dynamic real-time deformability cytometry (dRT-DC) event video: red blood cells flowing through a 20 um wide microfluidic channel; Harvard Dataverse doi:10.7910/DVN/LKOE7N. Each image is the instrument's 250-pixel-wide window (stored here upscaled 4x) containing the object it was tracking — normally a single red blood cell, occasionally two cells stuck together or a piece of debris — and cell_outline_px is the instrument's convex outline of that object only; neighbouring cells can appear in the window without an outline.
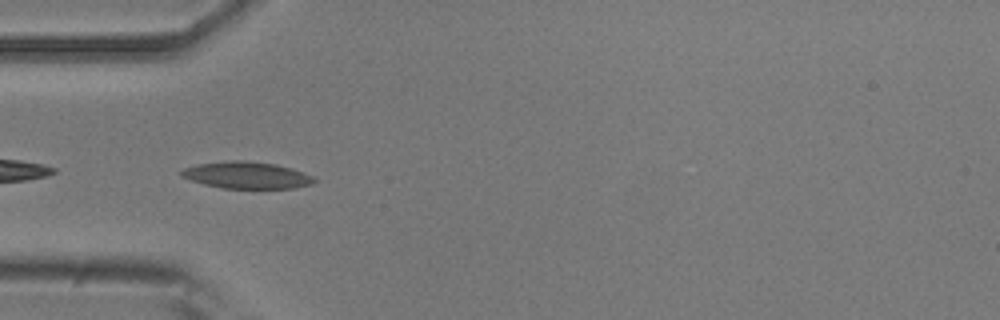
{"species": "common noctule bat (a hibernating species)", "species_latin": "Nyctalus noctula", "temperature_condition": "room temperature", "stored_images_in_passage": 38, "camera_frame_rate_fps": 3000, "um_per_image_px": 0.085, "animal": {"sex": "male", "body_mass_g": 20.5, "forearm_length_mm": 52.5}, "frame": {"image": 1, "passage_image": 3, "time_ms": 0.667, "image_size_px": [1000, 320], "cell_outline_px": [[316, 180], [312, 184], [292, 188], [224, 188], [204, 184], [180, 176], [180, 172], [184, 168], [196, 164], [232, 160], [240, 160], [276, 164], [312, 176]], "centroid_in_image_um": [20.92, 14.89], "position_along_channel_um": 64.1, "area_um2": 20.4}}
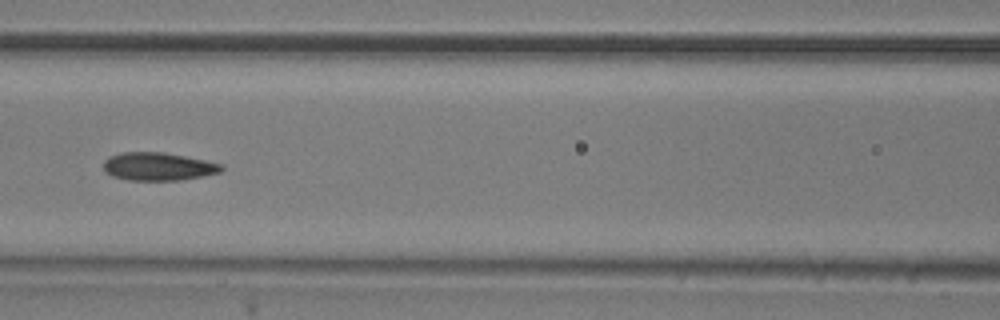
{"frame": {"image": 2, "passage_image": 10, "time_ms": 3.0, "image_size_px": [1000, 320], "cell_outline_px": [[224, 168], [220, 172], [204, 176], [180, 180], [128, 180], [112, 176], [104, 172], [104, 160], [108, 156], [120, 152], [164, 152], [224, 164]], "centroid_in_image_um": [13.43, 14.15], "position_along_channel_um": 153.2, "area_um2": 19.42}}
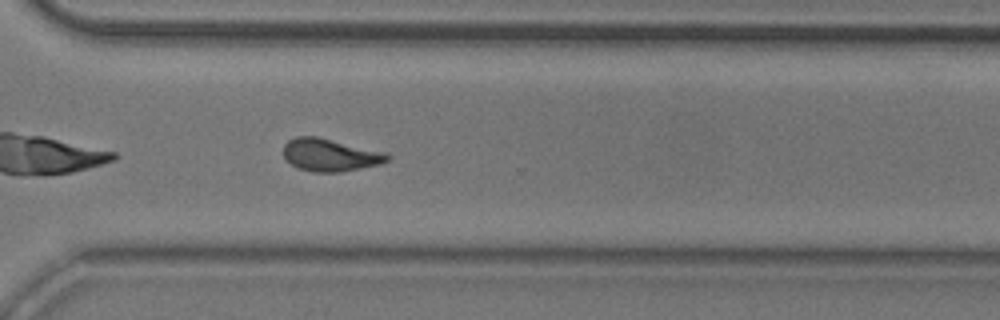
{"frame": {"image": 3, "passage_image": 25, "time_ms": 8.0, "image_size_px": [1000, 320], "cell_outline_px": [[392, 156], [388, 160], [380, 164], [340, 172], [312, 172], [300, 168], [284, 160], [284, 144], [288, 140], [296, 136], [316, 136], [384, 152]], "centroid_in_image_um": [28.03, 13.17], "position_along_channel_um": 342.6, "area_um2": 19.59}, "authors_computed_cell_mechanics": {"area_um2": 19.363, "velocity_mm_per_s": 3.8014, "shape_relaxation_time_tau1_ms": 7.4522, "shape_relaxation_time_tau2_ms": 2.0008, "deformation_change_tau1": 0.1579, "deformation_change_tau2": 0.089}}